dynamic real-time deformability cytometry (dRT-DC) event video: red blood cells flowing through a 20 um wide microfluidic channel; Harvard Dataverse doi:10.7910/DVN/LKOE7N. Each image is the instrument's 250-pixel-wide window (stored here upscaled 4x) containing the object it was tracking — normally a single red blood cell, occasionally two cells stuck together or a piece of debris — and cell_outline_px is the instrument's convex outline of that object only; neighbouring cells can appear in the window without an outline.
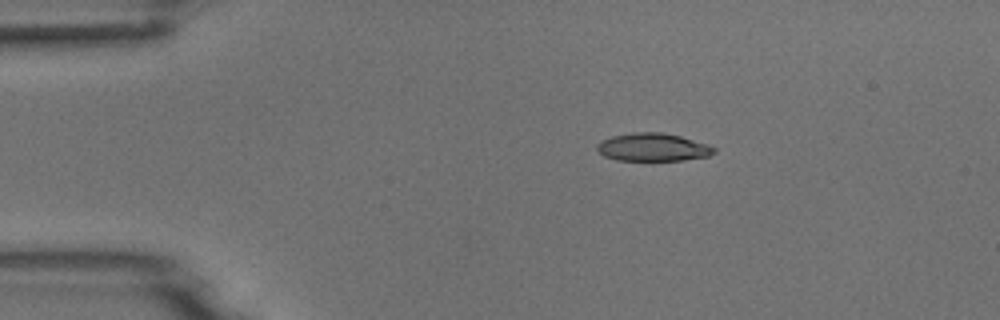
{"species": "common noctule bat (a hibernating species)", "species_latin": "Nyctalus noctula", "temperature_condition": "room temperature", "stored_images_in_passage": 7, "camera_frame_rate_fps": 3000, "um_per_image_px": 0.085, "animal": {"sex": "male", "body_mass_g": 18.8}, "frame": {"image": 1, "passage_image": 3, "time_ms": 0.667, "image_size_px": [1000, 320], "cell_outline_px": [[716, 152], [708, 156], [684, 160], [616, 160], [604, 156], [596, 148], [596, 144], [600, 140], [612, 136], [632, 132], [660, 132], [680, 136], [708, 144], [716, 148]], "centroid_in_image_um": [55.48, 12.51], "position_along_channel_um": 29.5, "area_um2": 19.13}}
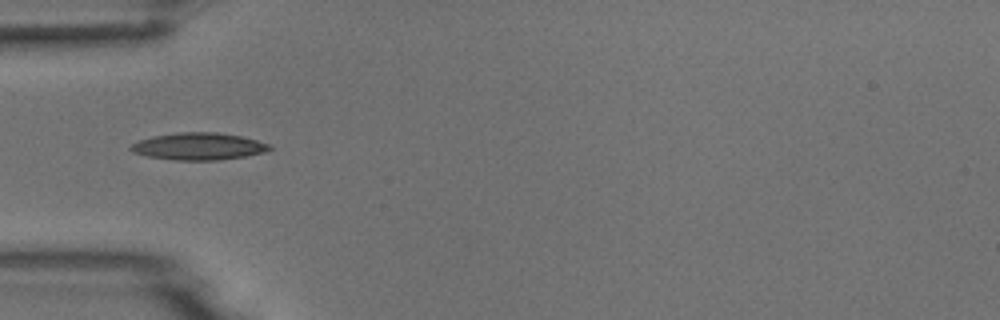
{"frame": {"image": 2, "passage_image": 5, "time_ms": 1.333, "image_size_px": [1000, 320], "cell_outline_px": [[272, 148], [264, 152], [244, 156], [220, 160], [172, 160], [148, 156], [132, 152], [128, 148], [132, 144], [140, 140], [152, 136], [180, 132], [216, 132], [240, 136], [256, 140], [268, 144]], "centroid_in_image_um": [16.84, 12.44], "position_along_channel_um": 68.2, "area_um2": 21.79}}